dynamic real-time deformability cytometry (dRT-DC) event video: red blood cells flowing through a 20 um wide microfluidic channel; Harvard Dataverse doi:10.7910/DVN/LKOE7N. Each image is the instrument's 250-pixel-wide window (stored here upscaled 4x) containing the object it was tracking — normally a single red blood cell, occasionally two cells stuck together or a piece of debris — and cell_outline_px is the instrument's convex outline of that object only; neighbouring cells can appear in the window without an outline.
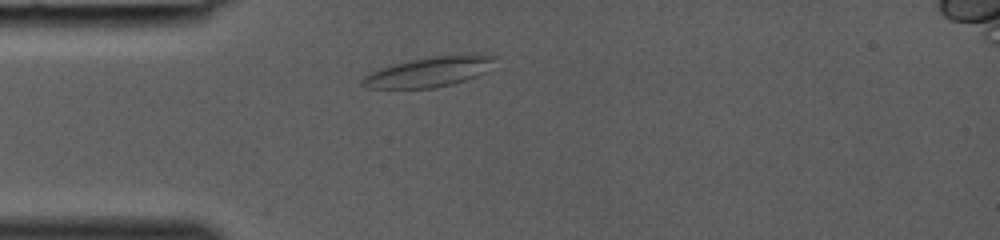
{"species": "common noctule bat (a hibernating species)", "species_latin": "Nyctalus noctula", "temperature_condition": "room temperature", "stored_images_in_passage": 26, "camera_frame_rate_fps": 3000, "um_per_image_px": 0.085, "animal": {"sex": "female", "body_mass_g": 19.0, "forearm_length_mm": 53.3}, "frame": {"image": 1, "passage_image": 1, "time_ms": 0.0, "image_size_px": [1000, 240], "cell_outline_px": [[500, 56], [484, 72], [476, 76], [452, 84], [432, 88], [364, 88], [360, 84], [360, 80], [364, 76], [380, 68], [392, 64], [432, 56]], "centroid_in_image_um": [36.37, 6.14], "position_along_channel_um": 48.6, "area_um2": 22.54}}
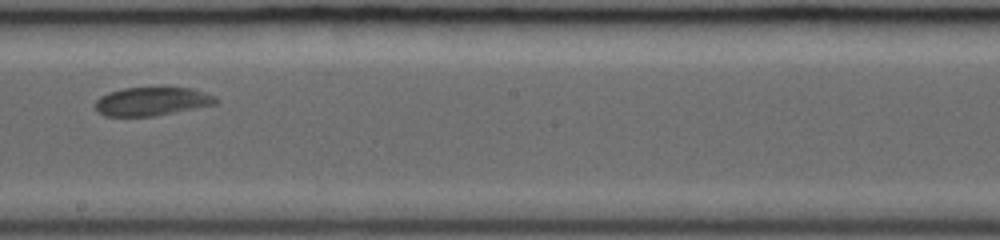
{"frame": {"image": 2, "passage_image": 13, "time_ms": 4.0, "image_size_px": [1000, 240], "cell_outline_px": [[220, 100], [216, 104], [156, 116], [104, 116], [96, 112], [96, 100], [100, 96], [108, 92], [124, 88], [160, 84], [192, 88], [216, 96]], "centroid_in_image_um": [12.94, 8.57], "position_along_channel_um": 235.3, "area_um2": 21.1}}
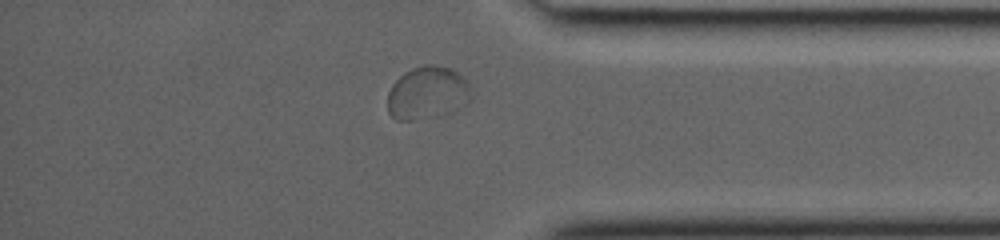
{"frame": {"image": 3, "passage_image": 23, "time_ms": 7.333, "image_size_px": [1000, 240], "cell_outline_px": [[472, 100], [468, 104], [456, 112], [444, 116], [412, 120], [396, 120], [388, 112], [388, 92], [392, 84], [404, 72], [412, 68], [424, 64], [432, 64], [452, 68], [468, 84], [472, 92]], "centroid_in_image_um": [36.37, 7.93], "position_along_channel_um": 398.8, "area_um2": 26.41}}